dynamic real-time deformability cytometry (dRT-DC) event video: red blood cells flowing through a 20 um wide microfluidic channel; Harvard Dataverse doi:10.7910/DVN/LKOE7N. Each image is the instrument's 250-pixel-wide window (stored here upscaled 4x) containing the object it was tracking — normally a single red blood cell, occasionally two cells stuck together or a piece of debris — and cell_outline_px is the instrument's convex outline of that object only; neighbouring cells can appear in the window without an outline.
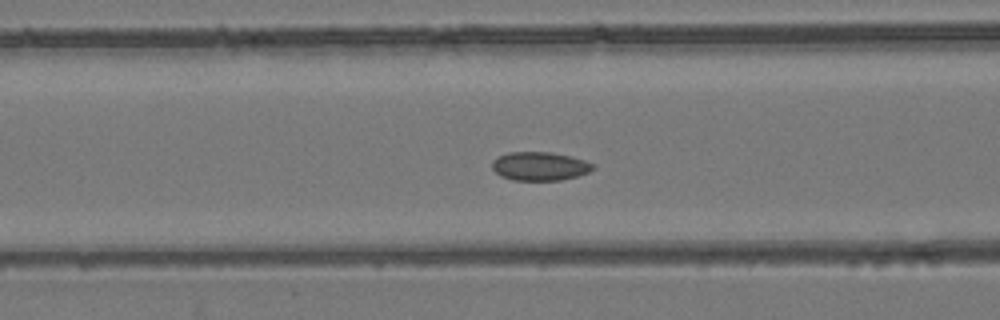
{"species": "common noctule bat (a hibernating species)", "species_latin": "Nyctalus noctula", "temperature_condition": "room temperature", "stored_images_in_passage": 55, "camera_frame_rate_fps": 3000, "um_per_image_px": 0.085, "animal": {"sex": "female", "body_mass_g": 24.6, "forearm_length_mm": 56.2}, "frame": {"image": 1, "passage_image": 23, "time_ms": 7.333, "image_size_px": [1000, 320], "cell_outline_px": [[596, 168], [588, 172], [576, 176], [560, 180], [512, 180], [500, 176], [492, 168], [492, 160], [508, 152], [552, 152], [584, 160], [596, 164]], "centroid_in_image_um": [45.88, 14.13], "position_along_channel_um": 120.7, "area_um2": 16.82}}
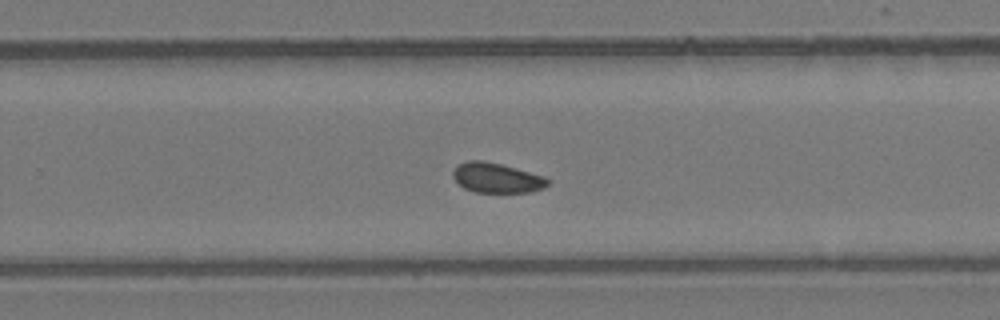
{"frame": {"image": 2, "passage_image": 36, "time_ms": 11.667, "image_size_px": [1000, 320], "cell_outline_px": [[548, 184], [544, 188], [532, 192], [476, 192], [464, 188], [452, 176], [452, 172], [456, 164], [468, 160], [484, 160], [500, 164], [544, 176], [548, 180]], "centroid_in_image_um": [42.19, 15.11], "position_along_channel_um": 287.6, "area_um2": 16.47}}
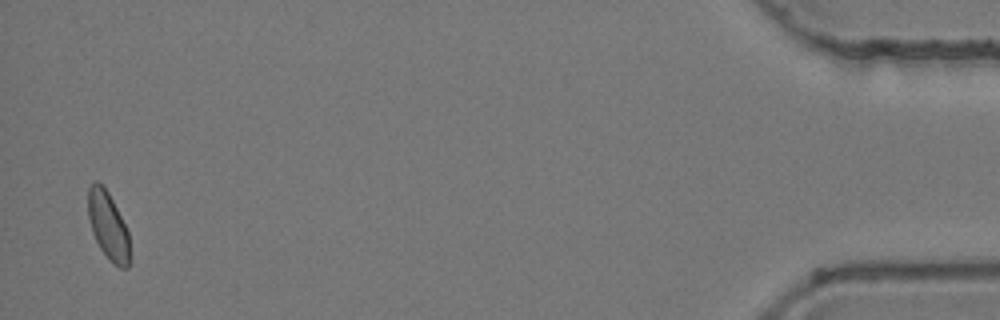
{"frame": {"image": 3, "passage_image": 54, "time_ms": 17.667, "image_size_px": [1000, 320], "cell_outline_px": [[128, 268], [120, 268], [112, 264], [100, 248], [92, 232], [88, 216], [88, 188], [96, 180], [108, 192], [128, 232]], "centroid_in_image_um": [9.16, 19.2], "position_along_channel_um": 426.0, "area_um2": 16.01}, "authors_computed_cell_mechanics": {"area_um2": 16.9354, "velocity_mm_per_s": 3.8471, "shape_relaxation_time_tau1_ms": null, "shape_relaxation_time_tau2_ms": 1.4438, "deformation_change_tau1": null, "deformation_change_tau2": 0.0499}}